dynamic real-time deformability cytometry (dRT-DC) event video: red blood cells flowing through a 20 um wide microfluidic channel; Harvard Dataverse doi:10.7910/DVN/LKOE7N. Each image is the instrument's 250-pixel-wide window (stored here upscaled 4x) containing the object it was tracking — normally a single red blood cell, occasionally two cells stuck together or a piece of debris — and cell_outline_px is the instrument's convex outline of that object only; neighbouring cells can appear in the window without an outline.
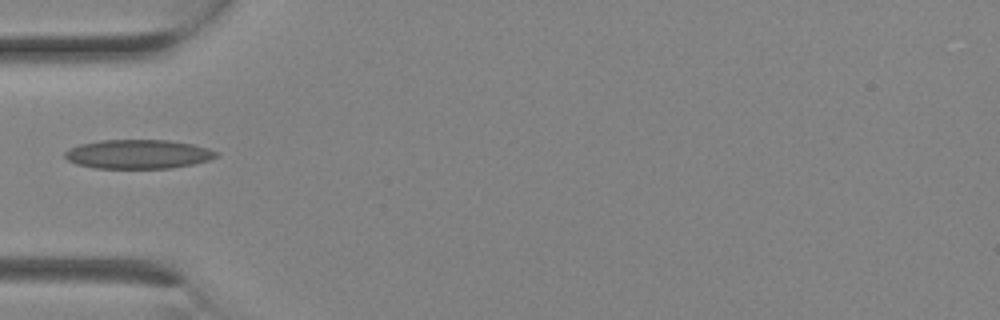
{"species": "Egyptian fruit bat (a non-hibernating species)", "species_latin": "Rousettus aegyptiacus", "temperature_condition": "room temperature", "stored_images_in_passage": 1, "camera_frame_rate_fps": 3000, "um_per_image_px": 0.085, "animal": {"sex": "female"}, "frame": {"image": 1, "passage_image": 1, "time_ms": 0.0, "image_size_px": [1000, 320], "cell_outline_px": [[220, 156], [208, 160], [192, 164], [172, 168], [92, 168], [76, 164], [68, 160], [64, 156], [64, 152], [68, 148], [80, 144], [100, 140], [168, 140], [192, 144], [208, 148], [220, 152]], "centroid_in_image_um": [11.74, 13.1], "position_along_channel_um": 73.3, "area_um2": 25.84}}